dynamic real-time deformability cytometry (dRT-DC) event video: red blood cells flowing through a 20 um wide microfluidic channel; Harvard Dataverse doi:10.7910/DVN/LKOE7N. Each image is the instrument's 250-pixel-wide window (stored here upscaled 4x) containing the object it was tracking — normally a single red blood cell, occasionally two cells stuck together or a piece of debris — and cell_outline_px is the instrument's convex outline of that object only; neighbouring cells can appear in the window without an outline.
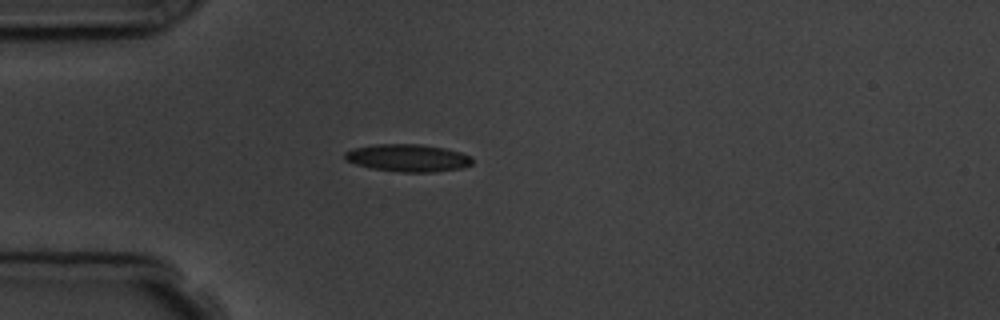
{"species": "common noctule bat (a hibernating species)", "species_latin": "Nyctalus noctula", "temperature_condition": "room temperature", "stored_images_in_passage": 5, "camera_frame_rate_fps": 3000, "um_per_image_px": 0.085, "animal": {"sex": "male", "body_mass_g": 19.5, "forearm_length_mm": 54.6}, "frame": {"image": 1, "passage_image": 4, "time_ms": 3.667, "image_size_px": [1000, 320], "cell_outline_px": [[472, 164], [460, 168], [432, 172], [400, 172], [372, 168], [356, 164], [344, 160], [344, 152], [352, 148], [376, 144], [420, 144], [444, 148], [460, 152], [472, 156]], "centroid_in_image_um": [34.64, 13.42], "position_along_channel_um": 50.4, "area_um2": 20.4}}